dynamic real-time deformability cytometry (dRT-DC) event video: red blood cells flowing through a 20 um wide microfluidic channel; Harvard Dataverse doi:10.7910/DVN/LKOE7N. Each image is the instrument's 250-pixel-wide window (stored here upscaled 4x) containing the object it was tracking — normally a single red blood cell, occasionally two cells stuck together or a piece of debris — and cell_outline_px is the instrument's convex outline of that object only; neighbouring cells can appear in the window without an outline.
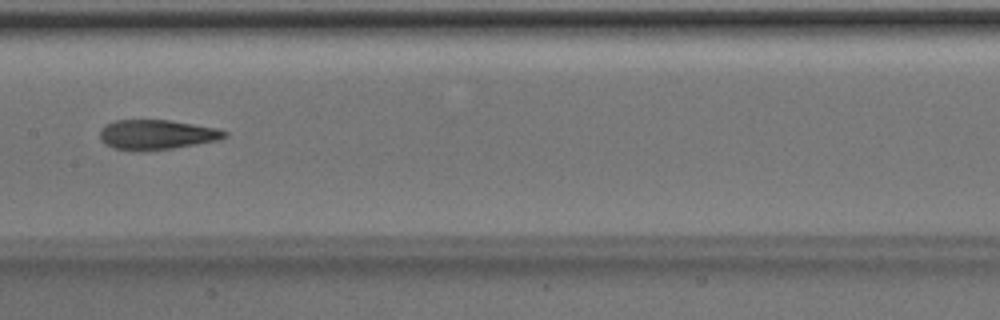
{"species": "Egyptian fruit bat (a non-hibernating species)", "species_latin": "Rousettus aegyptiacus", "temperature_condition": "room temperature", "stored_images_in_passage": 51, "camera_frame_rate_fps": 3000, "um_per_image_px": 0.085, "animal": {"sex": "male"}, "frame": {"image": 1, "passage_image": 26, "time_ms": 8.333, "image_size_px": [1000, 320], "cell_outline_px": [[228, 136], [216, 140], [196, 144], [172, 148], [136, 152], [116, 148], [104, 144], [100, 140], [100, 128], [104, 124], [116, 120], [168, 120], [220, 128], [228, 132]], "centroid_in_image_um": [13.29, 11.44], "position_along_channel_um": 194.1, "area_um2": 21.85}}
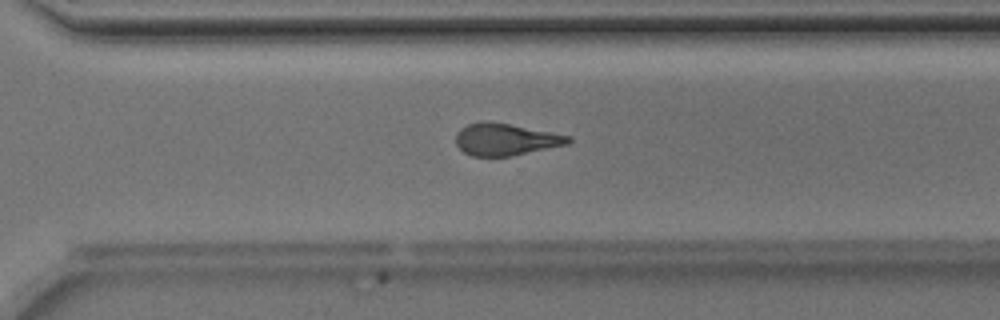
{"frame": {"image": 2, "passage_image": 36, "time_ms": 11.667, "image_size_px": [1000, 320], "cell_outline_px": [[572, 140], [568, 144], [512, 156], [472, 156], [464, 152], [456, 144], [456, 132], [460, 128], [468, 124], [484, 120], [508, 124], [572, 136]], "centroid_in_image_um": [42.96, 11.85], "position_along_channel_um": 327.6, "area_um2": 20.92}}
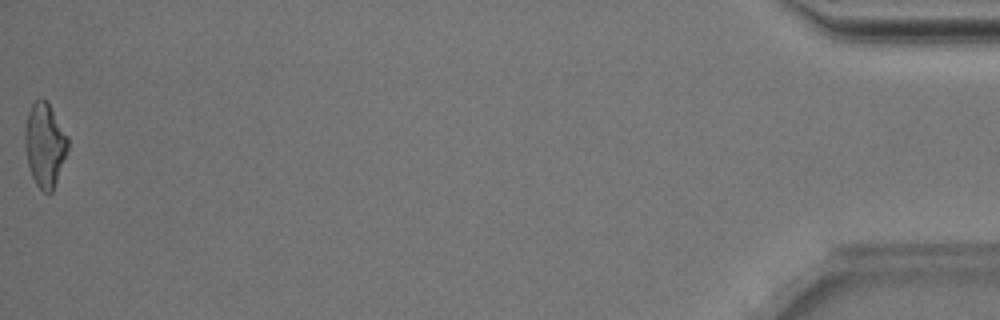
{"frame": {"image": 3, "passage_image": 51, "time_ms": 16.667, "image_size_px": [1000, 320], "cell_outline_px": [[68, 152], [52, 192], [44, 192], [36, 184], [32, 176], [28, 164], [24, 148], [24, 132], [28, 112], [32, 104], [40, 96], [48, 104], [68, 136]], "centroid_in_image_um": [3.8, 12.32], "position_along_channel_um": 431.4, "area_um2": 20.92}, "authors_computed_cell_mechanics": {"area_um2": 21.2704, "velocity_mm_per_s": 4.0205, "shape_relaxation_time_tau1_ms": 9.4834, "shape_relaxation_time_tau2_ms": 2.0706, "deformation_change_tau1": 0.2405, "deformation_change_tau2": 0.11}}